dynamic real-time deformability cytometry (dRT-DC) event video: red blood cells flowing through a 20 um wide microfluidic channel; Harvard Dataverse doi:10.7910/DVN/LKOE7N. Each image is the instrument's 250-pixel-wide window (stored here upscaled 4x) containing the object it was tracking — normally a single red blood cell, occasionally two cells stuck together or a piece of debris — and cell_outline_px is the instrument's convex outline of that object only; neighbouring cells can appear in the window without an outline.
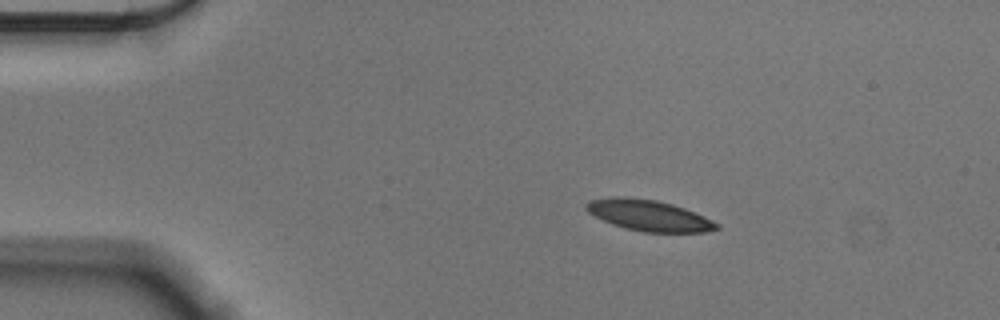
{"species": "Egyptian fruit bat (a non-hibernating species)", "species_latin": "Rousettus aegyptiacus", "temperature_condition": "cold", "stored_images_in_passage": 47, "camera_frame_rate_fps": 3000, "um_per_image_px": 0.085, "animal": {"sex": "male"}, "frame": {"image": 1, "passage_image": 1, "time_ms": 0.0, "image_size_px": [1000, 320], "cell_outline_px": [[720, 228], [704, 232], [644, 232], [624, 228], [612, 224], [588, 212], [584, 208], [584, 204], [588, 200], [612, 196], [624, 196], [656, 200], [672, 204], [684, 208], [704, 216], [720, 224]], "centroid_in_image_um": [55.12, 18.3], "position_along_channel_um": 29.9, "area_um2": 23.64}}
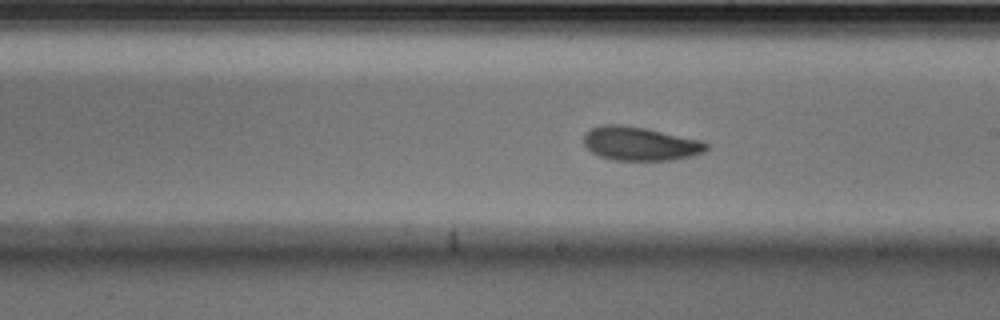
{"frame": {"image": 2, "passage_image": 23, "time_ms": 7.333, "image_size_px": [1000, 320], "cell_outline_px": [[708, 148], [704, 152], [692, 156], [672, 160], [616, 160], [600, 156], [592, 152], [584, 144], [584, 136], [592, 128], [604, 124], [620, 124], [644, 128], [704, 140], [708, 144]], "centroid_in_image_um": [54.46, 12.21], "position_along_channel_um": 234.5, "area_um2": 24.04}}
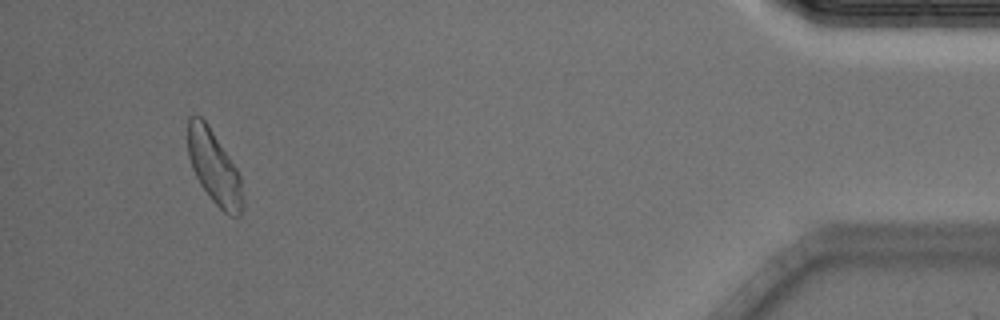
{"frame": {"image": 3, "passage_image": 44, "time_ms": 14.333, "image_size_px": [1000, 320], "cell_outline_px": [[244, 208], [240, 216], [228, 216], [212, 200], [200, 184], [192, 168], [188, 156], [188, 116], [200, 116], [208, 124], [236, 168], [240, 176], [244, 200]], "centroid_in_image_um": [18.22, 14.26], "position_along_channel_um": 417.0, "area_um2": 23.47}, "authors_computed_cell_mechanics": {"area_um2": 23.987, "velocity_mm_per_s": 3.5632, "shape_relaxation_time_tau1_ms": 4.2413, "shape_relaxation_time_tau2_ms": 3.2839, "deformation_change_tau1": 0.1269, "deformation_change_tau2": 0.0801}}